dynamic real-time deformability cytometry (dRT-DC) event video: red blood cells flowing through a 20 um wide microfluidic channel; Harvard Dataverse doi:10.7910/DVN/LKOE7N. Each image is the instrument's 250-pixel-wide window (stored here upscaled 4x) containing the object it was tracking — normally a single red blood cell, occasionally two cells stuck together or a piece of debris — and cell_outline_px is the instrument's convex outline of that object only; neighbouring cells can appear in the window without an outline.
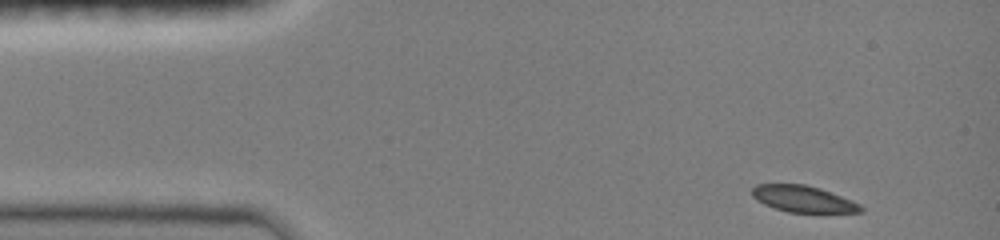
{"species": "common noctule bat (a hibernating species)", "species_latin": "Nyctalus noctula", "temperature_condition": "room temperature", "stored_images_in_passage": 59, "camera_frame_rate_fps": 3000, "um_per_image_px": 0.085, "animal": {"sex": "female", "body_mass_g": 19.0, "forearm_length_mm": 51.5}, "frame": {"image": 1, "passage_image": 1, "time_ms": 0.0, "image_size_px": [1000, 240], "cell_outline_px": [[864, 212], [788, 212], [764, 204], [756, 200], [752, 196], [752, 188], [756, 184], [804, 184], [820, 188], [852, 200], [860, 204], [864, 208]], "centroid_in_image_um": [68.27, 16.9], "position_along_channel_um": 16.7, "area_um2": 16.7}}
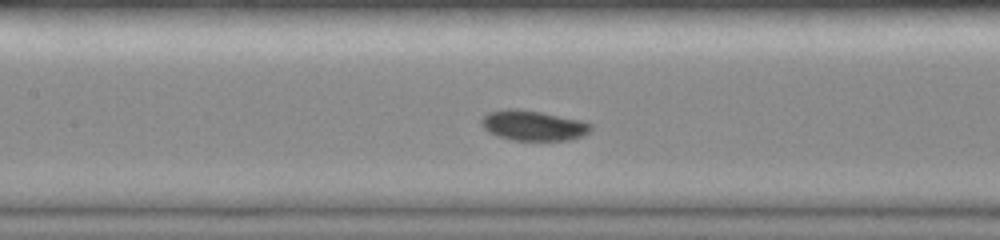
{"frame": {"image": 2, "passage_image": 25, "time_ms": 5.667, "image_size_px": [1000, 240], "cell_outline_px": [[592, 128], [584, 136], [568, 140], [512, 140], [488, 132], [480, 124], [480, 120], [488, 112], [504, 108], [516, 108], [540, 112], [580, 120], [592, 124]], "centroid_in_image_um": [45.3, 10.66], "position_along_channel_um": 162.1, "area_um2": 19.25}}
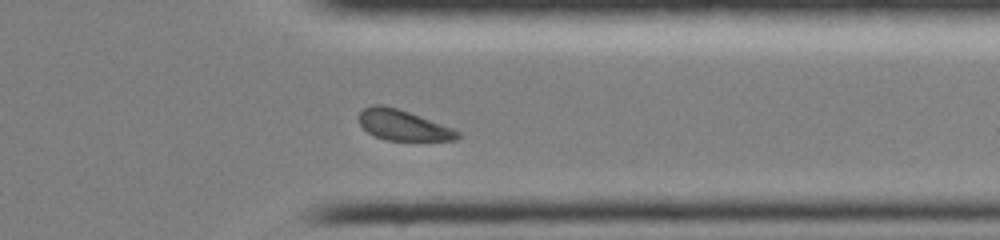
{"frame": {"image": 3, "passage_image": 48, "time_ms": 11.0, "image_size_px": [1000, 240], "cell_outline_px": [[460, 136], [456, 140], [388, 140], [376, 136], [368, 132], [360, 124], [360, 112], [364, 108], [372, 104], [384, 104], [420, 116], [452, 128], [460, 132]], "centroid_in_image_um": [34.26, 10.63], "position_along_channel_um": 377.1, "area_um2": 17.22}, "authors_computed_cell_mechanics": {"area_um2": 18.6116, "velocity_mm_per_s": 4.0184, "shape_relaxation_time_tau1_ms": 3.1945, "shape_relaxation_time_tau2_ms": null, "deformation_change_tau1": 0.069, "deformation_change_tau2": null}}